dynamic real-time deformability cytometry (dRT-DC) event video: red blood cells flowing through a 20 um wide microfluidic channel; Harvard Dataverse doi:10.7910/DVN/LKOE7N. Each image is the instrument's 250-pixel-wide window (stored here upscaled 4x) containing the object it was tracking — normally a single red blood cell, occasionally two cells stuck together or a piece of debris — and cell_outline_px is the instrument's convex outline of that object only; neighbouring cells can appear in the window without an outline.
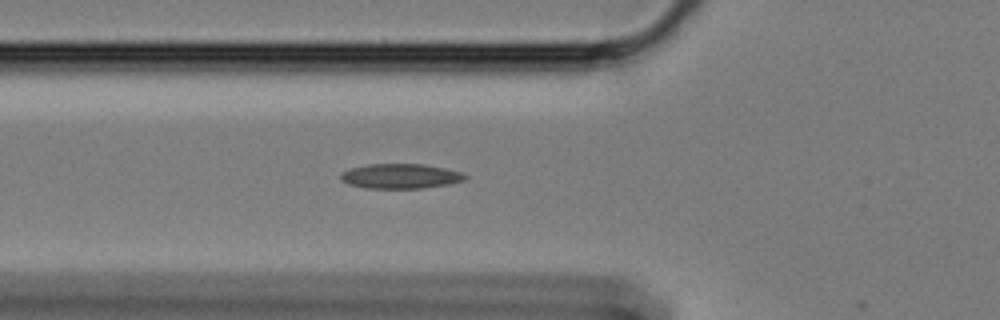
{"species": "Egyptian fruit bat (a non-hibernating species)", "species_latin": "Rousettus aegyptiacus", "temperature_condition": "cold", "stored_images_in_passage": 21, "camera_frame_rate_fps": 3000, "um_per_image_px": 0.085, "animal": {"sex": "female"}, "frame": {"image": 1, "passage_image": 20, "time_ms": 6.333, "image_size_px": [1000, 320], "cell_outline_px": [[468, 176], [464, 180], [448, 184], [424, 188], [364, 188], [348, 184], [340, 180], [340, 172], [352, 168], [368, 164], [424, 164], [444, 168], [460, 172]], "centroid_in_image_um": [34.0, 14.97], "position_along_channel_um": 91.8, "area_um2": 17.98}}